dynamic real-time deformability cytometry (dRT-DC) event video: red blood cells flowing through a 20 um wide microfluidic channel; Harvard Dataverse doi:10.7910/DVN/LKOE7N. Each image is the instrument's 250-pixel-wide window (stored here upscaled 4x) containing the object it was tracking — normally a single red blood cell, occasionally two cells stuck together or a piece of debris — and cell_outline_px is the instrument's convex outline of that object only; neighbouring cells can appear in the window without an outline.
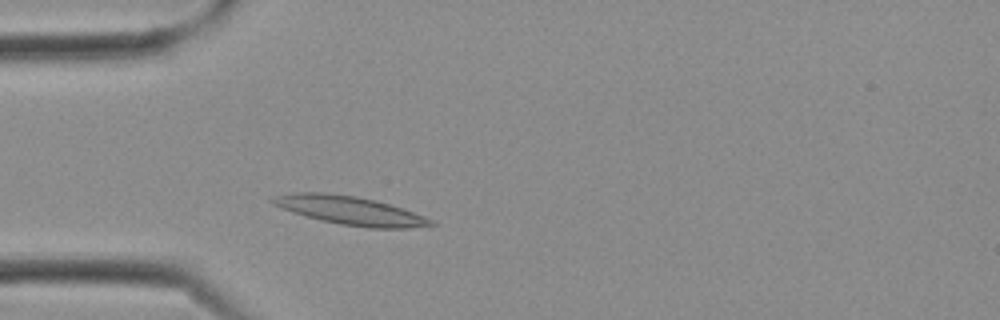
{"species": "Egyptian fruit bat (a non-hibernating species)", "species_latin": "Rousettus aegyptiacus", "temperature_condition": "cold", "stored_images_in_passage": 7, "camera_frame_rate_fps": 3000, "um_per_image_px": 0.085, "frame": {"image": 1, "passage_image": 5, "time_ms": 1.333, "image_size_px": [1000, 320], "cell_outline_px": [[436, 224], [408, 228], [368, 228], [340, 224], [292, 212], [280, 208], [272, 204], [268, 200], [272, 196], [292, 192], [320, 192], [356, 196], [376, 200], [424, 216], [432, 220]], "centroid_in_image_um": [29.68, 17.88], "position_along_channel_um": 55.3, "area_um2": 26.07}}
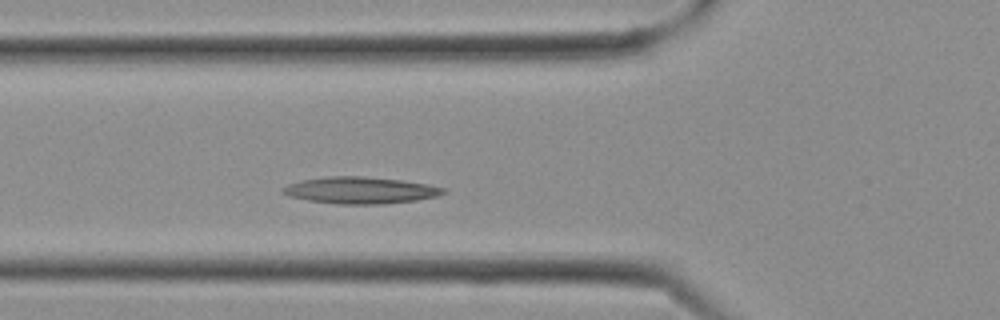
{"frame": {"image": 2, "passage_image": 7, "time_ms": 2.0, "image_size_px": [1000, 320], "cell_outline_px": [[448, 192], [436, 196], [416, 200], [384, 204], [336, 204], [308, 200], [288, 196], [280, 192], [280, 188], [288, 184], [300, 180], [332, 176], [360, 176], [400, 180], [428, 184], [448, 188]], "centroid_in_image_um": [30.62, 16.17], "position_along_channel_um": 95.2, "area_um2": 25.14}}